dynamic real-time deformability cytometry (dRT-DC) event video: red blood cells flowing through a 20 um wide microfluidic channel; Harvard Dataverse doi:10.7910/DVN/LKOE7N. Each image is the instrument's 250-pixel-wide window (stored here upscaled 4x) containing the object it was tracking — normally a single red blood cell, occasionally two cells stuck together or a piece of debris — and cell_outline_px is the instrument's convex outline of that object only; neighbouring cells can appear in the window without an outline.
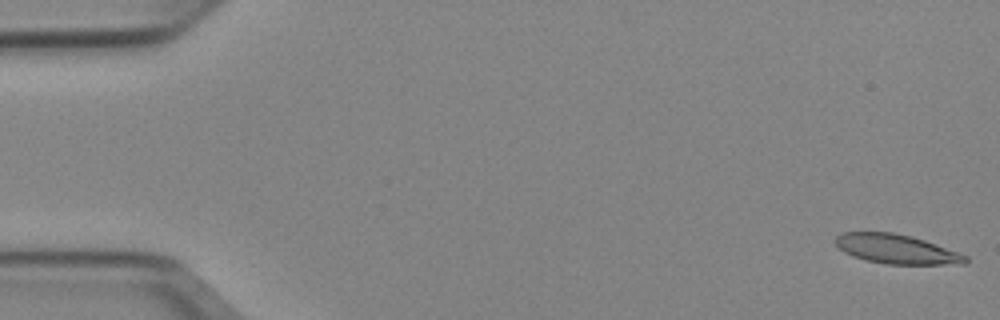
{"species": "Egyptian fruit bat (a non-hibernating species)", "species_latin": "Rousettus aegyptiacus", "temperature_condition": "cold", "stored_images_in_passage": 10, "camera_frame_rate_fps": 3000, "um_per_image_px": 0.085, "animal": {"sex": "female"}, "frame": {"image": 1, "passage_image": 1, "time_ms": 0.0, "image_size_px": [1000, 320], "cell_outline_px": [[968, 260], [964, 264], [888, 264], [864, 260], [852, 256], [844, 252], [832, 240], [840, 232], [892, 232], [912, 236], [924, 240], [968, 256]], "centroid_in_image_um": [76.15, 21.16], "position_along_channel_um": 8.9, "area_um2": 22.25}}